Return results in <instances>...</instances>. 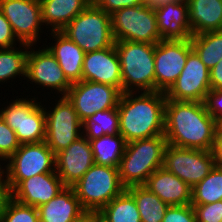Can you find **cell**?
I'll return each mask as SVG.
<instances>
[{
  "instance_id": "1",
  "label": "cell",
  "mask_w": 222,
  "mask_h": 222,
  "mask_svg": "<svg viewBox=\"0 0 222 222\" xmlns=\"http://www.w3.org/2000/svg\"><path fill=\"white\" fill-rule=\"evenodd\" d=\"M219 127L203 102L166 99L164 136L167 144L212 151Z\"/></svg>"
},
{
  "instance_id": "2",
  "label": "cell",
  "mask_w": 222,
  "mask_h": 222,
  "mask_svg": "<svg viewBox=\"0 0 222 222\" xmlns=\"http://www.w3.org/2000/svg\"><path fill=\"white\" fill-rule=\"evenodd\" d=\"M165 103L166 95L163 92L121 94L117 106L119 131L126 143L164 136Z\"/></svg>"
},
{
  "instance_id": "3",
  "label": "cell",
  "mask_w": 222,
  "mask_h": 222,
  "mask_svg": "<svg viewBox=\"0 0 222 222\" xmlns=\"http://www.w3.org/2000/svg\"><path fill=\"white\" fill-rule=\"evenodd\" d=\"M165 136L126 143L118 166L120 181L125 188L144 185L149 176L163 166Z\"/></svg>"
},
{
  "instance_id": "4",
  "label": "cell",
  "mask_w": 222,
  "mask_h": 222,
  "mask_svg": "<svg viewBox=\"0 0 222 222\" xmlns=\"http://www.w3.org/2000/svg\"><path fill=\"white\" fill-rule=\"evenodd\" d=\"M122 77V93L155 91V44L115 41Z\"/></svg>"
},
{
  "instance_id": "5",
  "label": "cell",
  "mask_w": 222,
  "mask_h": 222,
  "mask_svg": "<svg viewBox=\"0 0 222 222\" xmlns=\"http://www.w3.org/2000/svg\"><path fill=\"white\" fill-rule=\"evenodd\" d=\"M72 187L82 208L94 214L126 189L118 168L98 164H93Z\"/></svg>"
},
{
  "instance_id": "6",
  "label": "cell",
  "mask_w": 222,
  "mask_h": 222,
  "mask_svg": "<svg viewBox=\"0 0 222 222\" xmlns=\"http://www.w3.org/2000/svg\"><path fill=\"white\" fill-rule=\"evenodd\" d=\"M61 32L85 53L115 45L111 16L93 3L79 13Z\"/></svg>"
},
{
  "instance_id": "7",
  "label": "cell",
  "mask_w": 222,
  "mask_h": 222,
  "mask_svg": "<svg viewBox=\"0 0 222 222\" xmlns=\"http://www.w3.org/2000/svg\"><path fill=\"white\" fill-rule=\"evenodd\" d=\"M41 104V105H40ZM44 105L36 98H18L0 109V117L16 133L20 144L45 141Z\"/></svg>"
},
{
  "instance_id": "8",
  "label": "cell",
  "mask_w": 222,
  "mask_h": 222,
  "mask_svg": "<svg viewBox=\"0 0 222 222\" xmlns=\"http://www.w3.org/2000/svg\"><path fill=\"white\" fill-rule=\"evenodd\" d=\"M110 16L115 41L156 44L162 40L154 8L146 4L125 7Z\"/></svg>"
},
{
  "instance_id": "9",
  "label": "cell",
  "mask_w": 222,
  "mask_h": 222,
  "mask_svg": "<svg viewBox=\"0 0 222 222\" xmlns=\"http://www.w3.org/2000/svg\"><path fill=\"white\" fill-rule=\"evenodd\" d=\"M6 162V178L11 191L22 180L55 171V154L45 141L20 144Z\"/></svg>"
},
{
  "instance_id": "10",
  "label": "cell",
  "mask_w": 222,
  "mask_h": 222,
  "mask_svg": "<svg viewBox=\"0 0 222 222\" xmlns=\"http://www.w3.org/2000/svg\"><path fill=\"white\" fill-rule=\"evenodd\" d=\"M57 104L45 110V142L54 154L67 148L83 134V122L78 118L72 103L66 96L59 95Z\"/></svg>"
},
{
  "instance_id": "11",
  "label": "cell",
  "mask_w": 222,
  "mask_h": 222,
  "mask_svg": "<svg viewBox=\"0 0 222 222\" xmlns=\"http://www.w3.org/2000/svg\"><path fill=\"white\" fill-rule=\"evenodd\" d=\"M212 151L176 147L167 144L163 167L193 188L214 168Z\"/></svg>"
},
{
  "instance_id": "12",
  "label": "cell",
  "mask_w": 222,
  "mask_h": 222,
  "mask_svg": "<svg viewBox=\"0 0 222 222\" xmlns=\"http://www.w3.org/2000/svg\"><path fill=\"white\" fill-rule=\"evenodd\" d=\"M121 94L117 87L81 80L72 83L66 97L84 122L97 111L117 108Z\"/></svg>"
},
{
  "instance_id": "13",
  "label": "cell",
  "mask_w": 222,
  "mask_h": 222,
  "mask_svg": "<svg viewBox=\"0 0 222 222\" xmlns=\"http://www.w3.org/2000/svg\"><path fill=\"white\" fill-rule=\"evenodd\" d=\"M192 50L190 39L160 40L155 44V91L166 93L171 88Z\"/></svg>"
},
{
  "instance_id": "14",
  "label": "cell",
  "mask_w": 222,
  "mask_h": 222,
  "mask_svg": "<svg viewBox=\"0 0 222 222\" xmlns=\"http://www.w3.org/2000/svg\"><path fill=\"white\" fill-rule=\"evenodd\" d=\"M0 11L12 26L16 38L35 49L43 27L40 0H0Z\"/></svg>"
},
{
  "instance_id": "15",
  "label": "cell",
  "mask_w": 222,
  "mask_h": 222,
  "mask_svg": "<svg viewBox=\"0 0 222 222\" xmlns=\"http://www.w3.org/2000/svg\"><path fill=\"white\" fill-rule=\"evenodd\" d=\"M210 90V70L192 50L184 69L165 95L168 100L204 102Z\"/></svg>"
},
{
  "instance_id": "16",
  "label": "cell",
  "mask_w": 222,
  "mask_h": 222,
  "mask_svg": "<svg viewBox=\"0 0 222 222\" xmlns=\"http://www.w3.org/2000/svg\"><path fill=\"white\" fill-rule=\"evenodd\" d=\"M32 49V50H31ZM38 50V51H37ZM27 81L66 96L72 83L67 79L56 58L47 48L34 49L29 45L26 67Z\"/></svg>"
},
{
  "instance_id": "17",
  "label": "cell",
  "mask_w": 222,
  "mask_h": 222,
  "mask_svg": "<svg viewBox=\"0 0 222 222\" xmlns=\"http://www.w3.org/2000/svg\"><path fill=\"white\" fill-rule=\"evenodd\" d=\"M93 164L90 142L83 135L55 154V171L67 187L77 183Z\"/></svg>"
},
{
  "instance_id": "18",
  "label": "cell",
  "mask_w": 222,
  "mask_h": 222,
  "mask_svg": "<svg viewBox=\"0 0 222 222\" xmlns=\"http://www.w3.org/2000/svg\"><path fill=\"white\" fill-rule=\"evenodd\" d=\"M82 80L107 84L122 92L121 66L115 45L85 53Z\"/></svg>"
},
{
  "instance_id": "19",
  "label": "cell",
  "mask_w": 222,
  "mask_h": 222,
  "mask_svg": "<svg viewBox=\"0 0 222 222\" xmlns=\"http://www.w3.org/2000/svg\"><path fill=\"white\" fill-rule=\"evenodd\" d=\"M65 187L54 171L22 180L11 192L17 202L38 208L56 197Z\"/></svg>"
},
{
  "instance_id": "20",
  "label": "cell",
  "mask_w": 222,
  "mask_h": 222,
  "mask_svg": "<svg viewBox=\"0 0 222 222\" xmlns=\"http://www.w3.org/2000/svg\"><path fill=\"white\" fill-rule=\"evenodd\" d=\"M157 28L162 40H188L192 36L186 0L170 2L154 8Z\"/></svg>"
},
{
  "instance_id": "21",
  "label": "cell",
  "mask_w": 222,
  "mask_h": 222,
  "mask_svg": "<svg viewBox=\"0 0 222 222\" xmlns=\"http://www.w3.org/2000/svg\"><path fill=\"white\" fill-rule=\"evenodd\" d=\"M143 186L169 206L191 204L192 188L163 166L154 171Z\"/></svg>"
},
{
  "instance_id": "22",
  "label": "cell",
  "mask_w": 222,
  "mask_h": 222,
  "mask_svg": "<svg viewBox=\"0 0 222 222\" xmlns=\"http://www.w3.org/2000/svg\"><path fill=\"white\" fill-rule=\"evenodd\" d=\"M37 209L40 222H77L87 214L80 205L73 187L67 186Z\"/></svg>"
},
{
  "instance_id": "23",
  "label": "cell",
  "mask_w": 222,
  "mask_h": 222,
  "mask_svg": "<svg viewBox=\"0 0 222 222\" xmlns=\"http://www.w3.org/2000/svg\"><path fill=\"white\" fill-rule=\"evenodd\" d=\"M49 34L55 42L46 48L56 58L67 79L71 83L81 81L85 52L61 31Z\"/></svg>"
},
{
  "instance_id": "24",
  "label": "cell",
  "mask_w": 222,
  "mask_h": 222,
  "mask_svg": "<svg viewBox=\"0 0 222 222\" xmlns=\"http://www.w3.org/2000/svg\"><path fill=\"white\" fill-rule=\"evenodd\" d=\"M91 3L92 0H40L43 25L51 27L50 31H61Z\"/></svg>"
},
{
  "instance_id": "25",
  "label": "cell",
  "mask_w": 222,
  "mask_h": 222,
  "mask_svg": "<svg viewBox=\"0 0 222 222\" xmlns=\"http://www.w3.org/2000/svg\"><path fill=\"white\" fill-rule=\"evenodd\" d=\"M192 35L222 30V0H186Z\"/></svg>"
},
{
  "instance_id": "26",
  "label": "cell",
  "mask_w": 222,
  "mask_h": 222,
  "mask_svg": "<svg viewBox=\"0 0 222 222\" xmlns=\"http://www.w3.org/2000/svg\"><path fill=\"white\" fill-rule=\"evenodd\" d=\"M89 142L94 164L118 168L126 147V141L120 134L104 135Z\"/></svg>"
},
{
  "instance_id": "27",
  "label": "cell",
  "mask_w": 222,
  "mask_h": 222,
  "mask_svg": "<svg viewBox=\"0 0 222 222\" xmlns=\"http://www.w3.org/2000/svg\"><path fill=\"white\" fill-rule=\"evenodd\" d=\"M96 215L104 222H141L137 204L126 189Z\"/></svg>"
},
{
  "instance_id": "28",
  "label": "cell",
  "mask_w": 222,
  "mask_h": 222,
  "mask_svg": "<svg viewBox=\"0 0 222 222\" xmlns=\"http://www.w3.org/2000/svg\"><path fill=\"white\" fill-rule=\"evenodd\" d=\"M126 190L133 196L140 213L141 222H162L169 205L145 186H131Z\"/></svg>"
},
{
  "instance_id": "29",
  "label": "cell",
  "mask_w": 222,
  "mask_h": 222,
  "mask_svg": "<svg viewBox=\"0 0 222 222\" xmlns=\"http://www.w3.org/2000/svg\"><path fill=\"white\" fill-rule=\"evenodd\" d=\"M190 41L193 50L209 70L222 60V30L192 35Z\"/></svg>"
},
{
  "instance_id": "30",
  "label": "cell",
  "mask_w": 222,
  "mask_h": 222,
  "mask_svg": "<svg viewBox=\"0 0 222 222\" xmlns=\"http://www.w3.org/2000/svg\"><path fill=\"white\" fill-rule=\"evenodd\" d=\"M21 47L0 48V84L8 80L23 76L26 79L27 55L29 45L20 44ZM21 48V49H20ZM11 78V79H10Z\"/></svg>"
},
{
  "instance_id": "31",
  "label": "cell",
  "mask_w": 222,
  "mask_h": 222,
  "mask_svg": "<svg viewBox=\"0 0 222 222\" xmlns=\"http://www.w3.org/2000/svg\"><path fill=\"white\" fill-rule=\"evenodd\" d=\"M82 132L88 140H94L104 135L120 134L118 109L97 111L83 122Z\"/></svg>"
},
{
  "instance_id": "32",
  "label": "cell",
  "mask_w": 222,
  "mask_h": 222,
  "mask_svg": "<svg viewBox=\"0 0 222 222\" xmlns=\"http://www.w3.org/2000/svg\"><path fill=\"white\" fill-rule=\"evenodd\" d=\"M222 200V168L214 166L210 173L192 188L191 205Z\"/></svg>"
},
{
  "instance_id": "33",
  "label": "cell",
  "mask_w": 222,
  "mask_h": 222,
  "mask_svg": "<svg viewBox=\"0 0 222 222\" xmlns=\"http://www.w3.org/2000/svg\"><path fill=\"white\" fill-rule=\"evenodd\" d=\"M0 222H40L38 209L21 204L11 198L4 209Z\"/></svg>"
},
{
  "instance_id": "34",
  "label": "cell",
  "mask_w": 222,
  "mask_h": 222,
  "mask_svg": "<svg viewBox=\"0 0 222 222\" xmlns=\"http://www.w3.org/2000/svg\"><path fill=\"white\" fill-rule=\"evenodd\" d=\"M19 146L15 131L0 117V158L6 161Z\"/></svg>"
},
{
  "instance_id": "35",
  "label": "cell",
  "mask_w": 222,
  "mask_h": 222,
  "mask_svg": "<svg viewBox=\"0 0 222 222\" xmlns=\"http://www.w3.org/2000/svg\"><path fill=\"white\" fill-rule=\"evenodd\" d=\"M192 206L196 214L197 222H222V200Z\"/></svg>"
},
{
  "instance_id": "36",
  "label": "cell",
  "mask_w": 222,
  "mask_h": 222,
  "mask_svg": "<svg viewBox=\"0 0 222 222\" xmlns=\"http://www.w3.org/2000/svg\"><path fill=\"white\" fill-rule=\"evenodd\" d=\"M162 222H197V220L191 204L171 205L167 208Z\"/></svg>"
},
{
  "instance_id": "37",
  "label": "cell",
  "mask_w": 222,
  "mask_h": 222,
  "mask_svg": "<svg viewBox=\"0 0 222 222\" xmlns=\"http://www.w3.org/2000/svg\"><path fill=\"white\" fill-rule=\"evenodd\" d=\"M206 111L219 125L222 124V89L210 90L205 97Z\"/></svg>"
},
{
  "instance_id": "38",
  "label": "cell",
  "mask_w": 222,
  "mask_h": 222,
  "mask_svg": "<svg viewBox=\"0 0 222 222\" xmlns=\"http://www.w3.org/2000/svg\"><path fill=\"white\" fill-rule=\"evenodd\" d=\"M92 3L109 15L125 7L145 4V0H92Z\"/></svg>"
},
{
  "instance_id": "39",
  "label": "cell",
  "mask_w": 222,
  "mask_h": 222,
  "mask_svg": "<svg viewBox=\"0 0 222 222\" xmlns=\"http://www.w3.org/2000/svg\"><path fill=\"white\" fill-rule=\"evenodd\" d=\"M21 42L16 38L12 26L6 19L4 14L0 11V48H13L16 42Z\"/></svg>"
},
{
  "instance_id": "40",
  "label": "cell",
  "mask_w": 222,
  "mask_h": 222,
  "mask_svg": "<svg viewBox=\"0 0 222 222\" xmlns=\"http://www.w3.org/2000/svg\"><path fill=\"white\" fill-rule=\"evenodd\" d=\"M210 88L222 89V60L210 70Z\"/></svg>"
},
{
  "instance_id": "41",
  "label": "cell",
  "mask_w": 222,
  "mask_h": 222,
  "mask_svg": "<svg viewBox=\"0 0 222 222\" xmlns=\"http://www.w3.org/2000/svg\"><path fill=\"white\" fill-rule=\"evenodd\" d=\"M212 152L214 155L215 166L222 168V127L221 126L217 130Z\"/></svg>"
},
{
  "instance_id": "42",
  "label": "cell",
  "mask_w": 222,
  "mask_h": 222,
  "mask_svg": "<svg viewBox=\"0 0 222 222\" xmlns=\"http://www.w3.org/2000/svg\"><path fill=\"white\" fill-rule=\"evenodd\" d=\"M12 198V192L9 185H0V220L8 201Z\"/></svg>"
},
{
  "instance_id": "43",
  "label": "cell",
  "mask_w": 222,
  "mask_h": 222,
  "mask_svg": "<svg viewBox=\"0 0 222 222\" xmlns=\"http://www.w3.org/2000/svg\"><path fill=\"white\" fill-rule=\"evenodd\" d=\"M179 1V0H145V4L151 8H158L170 2Z\"/></svg>"
},
{
  "instance_id": "44",
  "label": "cell",
  "mask_w": 222,
  "mask_h": 222,
  "mask_svg": "<svg viewBox=\"0 0 222 222\" xmlns=\"http://www.w3.org/2000/svg\"><path fill=\"white\" fill-rule=\"evenodd\" d=\"M0 161H5L4 159L0 158ZM6 166H3L0 164V185H9L8 180L6 178ZM4 168V169H3ZM5 175V176H4ZM5 178V179H4Z\"/></svg>"
},
{
  "instance_id": "45",
  "label": "cell",
  "mask_w": 222,
  "mask_h": 222,
  "mask_svg": "<svg viewBox=\"0 0 222 222\" xmlns=\"http://www.w3.org/2000/svg\"><path fill=\"white\" fill-rule=\"evenodd\" d=\"M77 222H91V213H87L83 218Z\"/></svg>"
},
{
  "instance_id": "46",
  "label": "cell",
  "mask_w": 222,
  "mask_h": 222,
  "mask_svg": "<svg viewBox=\"0 0 222 222\" xmlns=\"http://www.w3.org/2000/svg\"><path fill=\"white\" fill-rule=\"evenodd\" d=\"M91 222H104V221L100 219L96 214L91 213Z\"/></svg>"
}]
</instances>
